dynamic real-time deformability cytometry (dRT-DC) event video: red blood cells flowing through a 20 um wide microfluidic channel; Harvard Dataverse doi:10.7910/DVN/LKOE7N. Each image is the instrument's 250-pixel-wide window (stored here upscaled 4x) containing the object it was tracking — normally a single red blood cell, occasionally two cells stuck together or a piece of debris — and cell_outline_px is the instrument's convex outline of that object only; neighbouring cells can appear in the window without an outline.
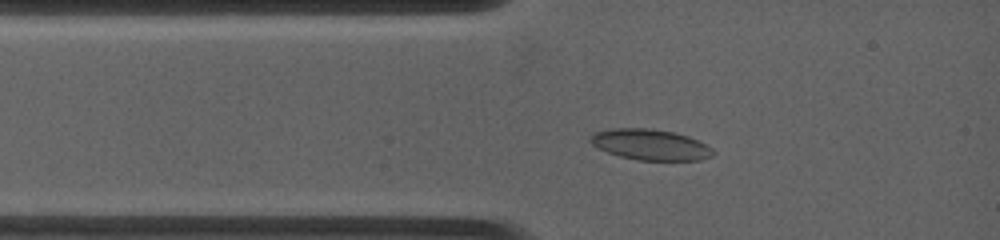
{"species": "common noctule bat (a hibernating species)", "species_latin": "Nyctalus noctula", "temperature_condition": "warm", "stored_images_in_passage": 4, "camera_frame_rate_fps": 4500, "um_per_image_px": 0.085, "animal": {"sex": "female", "body_mass_g": 19.0, "forearm_length_mm": 53.3}, "frame": {"image": 1, "passage_image": 3, "time_ms": 1.556, "image_size_px": [1000, 240], "cell_outline_px": [[716, 152], [712, 156], [700, 160], [636, 160], [620, 156], [608, 152], [592, 144], [588, 140], [596, 132], [612, 128], [652, 128], [676, 132], [688, 136], [712, 148]], "centroid_in_image_um": [55.3, 12.29], "position_along_channel_um": 29.7, "area_um2": 21.96}}